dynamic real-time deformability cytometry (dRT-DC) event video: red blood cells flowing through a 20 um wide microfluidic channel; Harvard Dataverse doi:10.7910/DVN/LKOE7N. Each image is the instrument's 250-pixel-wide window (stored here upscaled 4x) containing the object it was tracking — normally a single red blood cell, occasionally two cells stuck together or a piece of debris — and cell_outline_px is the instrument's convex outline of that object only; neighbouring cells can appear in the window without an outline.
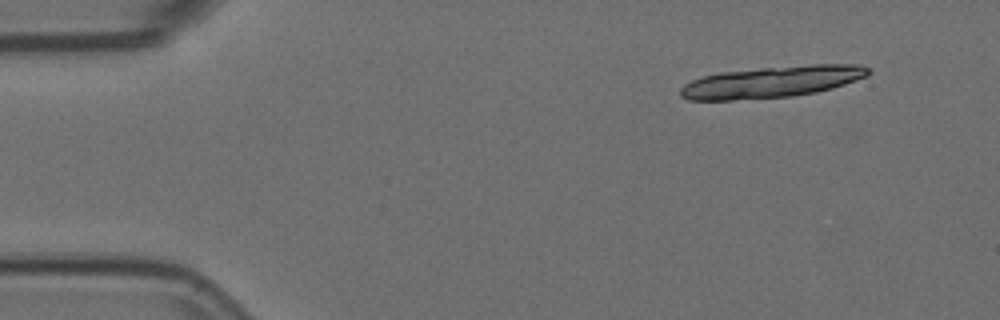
{"species": "Egyptian fruit bat (a non-hibernating species)", "species_latin": "Rousettus aegyptiacus", "temperature_condition": "room temperature", "stored_images_in_passage": 5, "segment_of_instrument_passage": [2, 2], "camera_frame_rate_fps": 3000, "um_per_image_px": 0.085, "animal": {"sex": "female"}, "frame": {"image": 1, "passage_image": 5, "time_ms": 1.333, "image_size_px": [1000, 320], "cell_outline_px": [[872, 72], [868, 76], [832, 88], [816, 92], [792, 96], [732, 100], [688, 100], [680, 96], [680, 88], [684, 84], [692, 80], [704, 76], [720, 72], [760, 68], [812, 64], [860, 64], [868, 68]], "centroid_in_image_um": [65.62, 6.95], "position_along_channel_um": 19.4, "area_um2": 34.51}}